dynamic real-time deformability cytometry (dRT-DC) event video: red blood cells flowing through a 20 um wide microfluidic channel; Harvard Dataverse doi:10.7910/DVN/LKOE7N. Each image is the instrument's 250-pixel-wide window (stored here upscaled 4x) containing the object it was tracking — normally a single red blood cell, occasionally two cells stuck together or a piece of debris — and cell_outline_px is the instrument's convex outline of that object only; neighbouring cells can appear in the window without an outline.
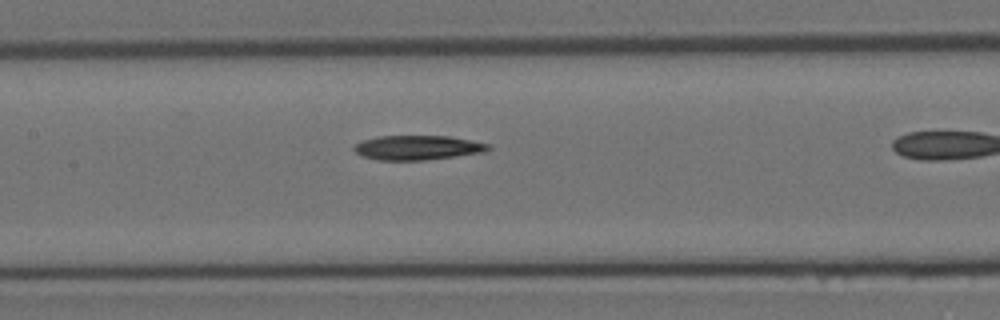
{"species": "Egyptian fruit bat (a non-hibernating species)", "species_latin": "Rousettus aegyptiacus", "temperature_condition": "room temperature", "stored_images_in_passage": 11, "camera_frame_rate_fps": 3000, "um_per_image_px": 0.085, "animal": {"sex": "female"}, "frame": {"image": 1, "passage_image": 7, "time_ms": 2.0, "image_size_px": [1000, 320], "cell_outline_px": [[492, 148], [484, 152], [424, 160], [380, 160], [364, 156], [356, 152], [352, 148], [356, 144], [364, 140], [376, 136], [448, 136], [492, 144]], "centroid_in_image_um": [35.52, 12.54], "position_along_channel_um": 171.9, "area_um2": 19.02}}
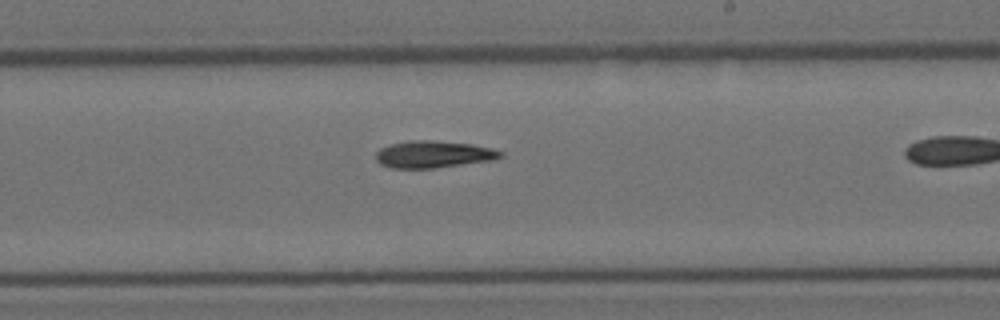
{"frame": {"image": 2, "passage_image": 10, "time_ms": 3.0, "image_size_px": [1000, 320], "cell_outline_px": [[504, 156], [496, 160], [432, 168], [392, 168], [380, 164], [376, 160], [376, 152], [380, 148], [392, 144], [408, 140], [432, 140], [472, 144], [492, 148], [504, 152]], "centroid_in_image_um": [36.88, 13.11], "position_along_channel_um": 252.1, "area_um2": 19.77}}